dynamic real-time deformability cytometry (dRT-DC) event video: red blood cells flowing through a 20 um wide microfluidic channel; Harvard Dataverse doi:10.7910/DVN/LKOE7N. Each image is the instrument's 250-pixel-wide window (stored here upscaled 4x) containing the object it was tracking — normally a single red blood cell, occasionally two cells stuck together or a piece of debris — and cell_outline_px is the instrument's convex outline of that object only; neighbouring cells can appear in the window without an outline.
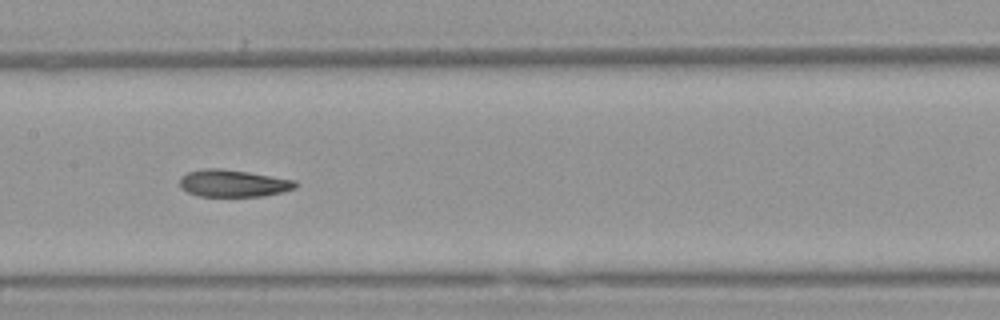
{"species": "Egyptian fruit bat (a non-hibernating species)", "species_latin": "Rousettus aegyptiacus", "temperature_condition": "warm", "stored_images_in_passage": 21, "camera_frame_rate_fps": 3000, "um_per_image_px": 0.085, "animal": {"sex": "female"}, "frame": {"image": 1, "passage_image": 12, "time_ms": 3.667, "image_size_px": [1000, 320], "cell_outline_px": [[300, 184], [296, 188], [264, 196], [200, 196], [188, 192], [180, 188], [180, 176], [188, 172], [204, 168], [220, 168], [248, 172], [296, 180]], "centroid_in_image_um": [19.83, 15.57], "position_along_channel_um": 187.6, "area_um2": 18.38}}
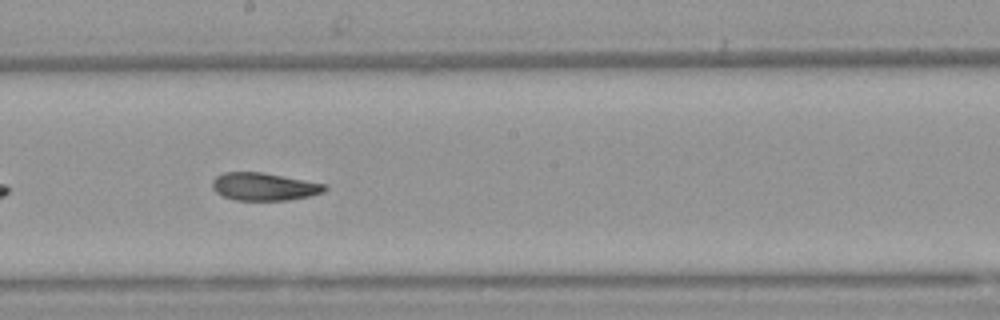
{"frame": {"image": 2, "passage_image": 15, "time_ms": 4.667, "image_size_px": [1000, 320], "cell_outline_px": [[328, 188], [324, 192], [308, 196], [288, 200], [236, 200], [224, 196], [216, 192], [212, 188], [212, 180], [216, 176], [224, 172], [264, 172], [328, 184]], "centroid_in_image_um": [22.47, 15.85], "position_along_channel_um": 225.7, "area_um2": 18.32}}
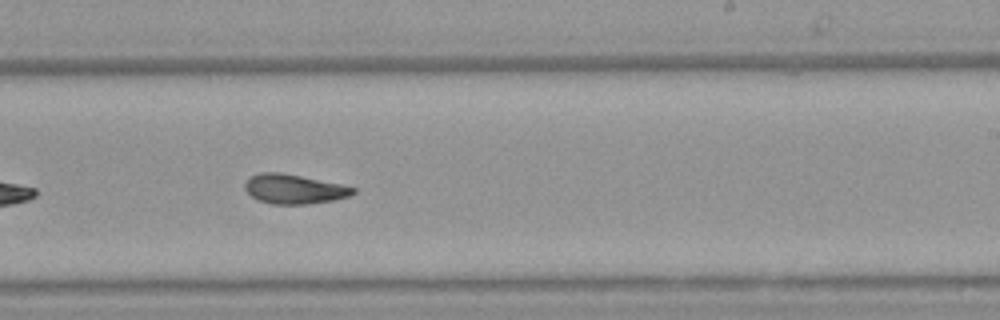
{"frame": {"image": 3, "passage_image": 18, "time_ms": 5.667, "image_size_px": [1000, 320], "cell_outline_px": [[356, 192], [348, 196], [332, 200], [308, 204], [272, 204], [256, 200], [244, 188], [244, 184], [252, 176], [260, 172], [280, 172], [340, 184], [356, 188]], "centroid_in_image_um": [24.97, 16.07], "position_along_channel_um": 264.0, "area_um2": 18.38}}